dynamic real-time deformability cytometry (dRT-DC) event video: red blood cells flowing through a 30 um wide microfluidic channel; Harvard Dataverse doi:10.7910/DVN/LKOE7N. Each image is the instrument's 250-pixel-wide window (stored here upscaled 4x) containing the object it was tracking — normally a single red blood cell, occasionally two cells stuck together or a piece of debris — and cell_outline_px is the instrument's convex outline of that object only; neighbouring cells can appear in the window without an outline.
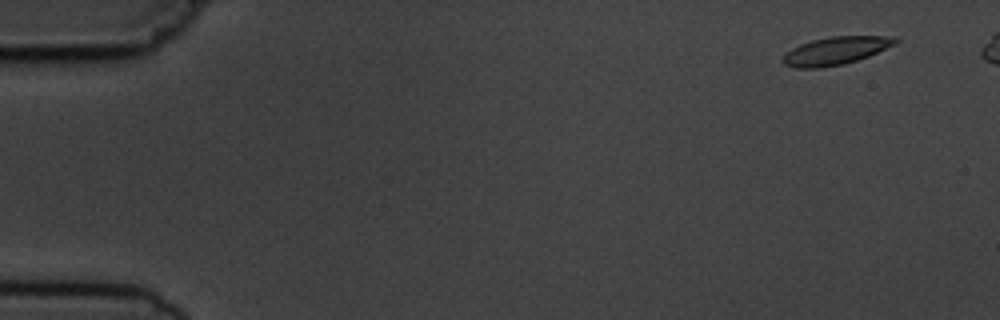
{"species": "common noctule bat (a hibernating species)", "species_latin": "Nyctalus noctula", "temperature_condition": "cold", "stored_images_in_passage": 4, "camera_frame_rate_fps": 3000, "um_per_image_px": 0.085, "animal": {"sex": "male", "body_mass_g": 19.5, "forearm_length_mm": 54.6}, "frame": {"image": 1, "passage_image": 2, "time_ms": 1.0, "image_size_px": [1000, 320], "cell_outline_px": [[900, 40], [896, 44], [868, 56], [844, 64], [820, 68], [796, 68], [784, 64], [780, 60], [792, 48], [800, 44], [812, 40], [832, 36], [884, 36]], "centroid_in_image_um": [71.0, 4.32], "position_along_channel_um": 14.0, "area_um2": 18.09}}